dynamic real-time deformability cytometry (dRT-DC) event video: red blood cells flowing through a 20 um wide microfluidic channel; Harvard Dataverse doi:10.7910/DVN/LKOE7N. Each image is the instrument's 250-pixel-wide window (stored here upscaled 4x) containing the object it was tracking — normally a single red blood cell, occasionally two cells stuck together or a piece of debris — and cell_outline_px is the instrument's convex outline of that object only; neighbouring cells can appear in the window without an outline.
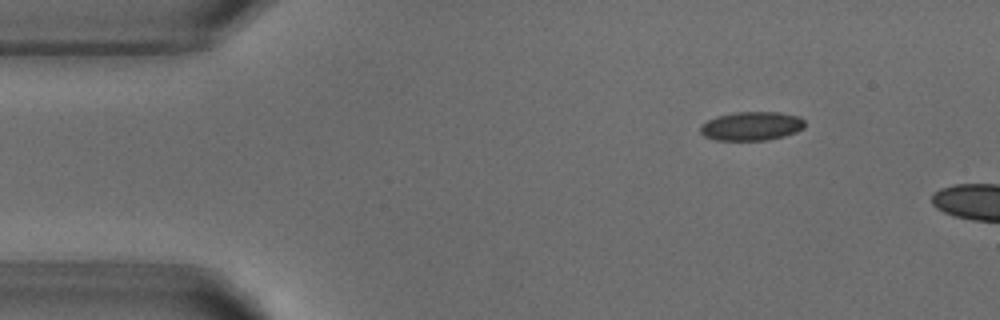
{"species": "common noctule bat (a hibernating species)", "species_latin": "Nyctalus noctula", "temperature_condition": "warm", "stored_images_in_passage": 2, "camera_frame_rate_fps": 3000, "um_per_image_px": 0.085, "animal": {"sex": "male", "body_mass_g": 18.8}, "frame": {"image": 1, "passage_image": 2, "time_ms": 1.333, "image_size_px": [1000, 320], "cell_outline_px": [[804, 128], [796, 132], [784, 136], [764, 140], [716, 140], [704, 136], [700, 132], [700, 124], [716, 116], [736, 112], [780, 112], [800, 116], [804, 120]], "centroid_in_image_um": [63.88, 10.71], "position_along_channel_um": 21.1, "area_um2": 17.63}}